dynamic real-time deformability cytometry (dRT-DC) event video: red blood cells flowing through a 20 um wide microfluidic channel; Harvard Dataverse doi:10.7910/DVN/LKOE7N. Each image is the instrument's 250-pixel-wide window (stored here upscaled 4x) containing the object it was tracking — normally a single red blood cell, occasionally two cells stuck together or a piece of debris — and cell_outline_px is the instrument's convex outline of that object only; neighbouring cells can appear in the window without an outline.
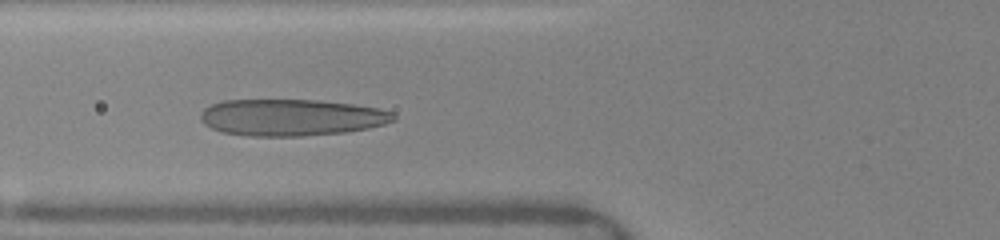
{"species": "human", "species_latin": "Homo sapiens", "temperature_condition": "warm", "stored_images_in_passage": 40, "camera_frame_rate_fps": 3000, "um_per_image_px": 0.085, "donor": {"sex": "female"}, "frame": {"image": 1, "passage_image": 13, "time_ms": 4.0, "image_size_px": [1000, 240], "cell_outline_px": [[396, 120], [384, 124], [368, 128], [348, 132], [300, 136], [248, 136], [220, 132], [204, 124], [200, 120], [200, 116], [204, 108], [212, 104], [224, 100], [320, 100], [352, 104], [380, 108], [392, 112], [396, 116]], "centroid_in_image_um": [24.77, 9.98], "position_along_channel_um": 101.0, "area_um2": 41.5}}
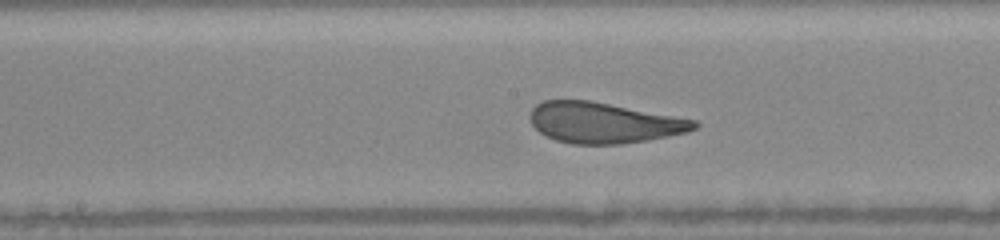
{"frame": {"image": 2, "passage_image": 22, "time_ms": 6.333, "image_size_px": [1000, 240], "cell_outline_px": [[700, 124], [696, 128], [688, 132], [648, 140], [620, 144], [572, 144], [556, 140], [540, 132], [532, 124], [532, 108], [536, 104], [544, 100], [592, 100], [696, 120]], "centroid_in_image_um": [51.35, 10.43], "position_along_channel_um": 196.8, "area_um2": 38.84}}
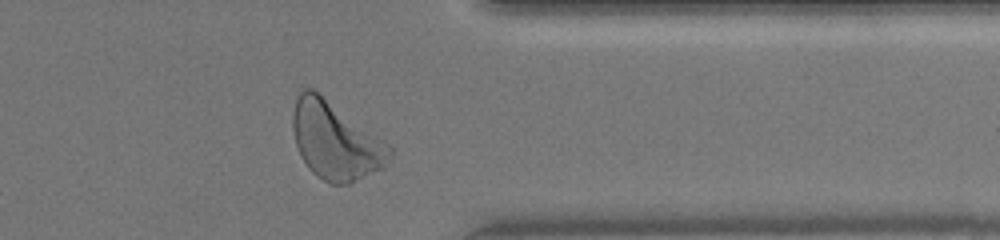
{"frame": {"image": 3, "passage_image": 38, "time_ms": 11.0, "image_size_px": [1000, 240], "cell_outline_px": [[392, 156], [384, 168], [348, 184], [332, 184], [316, 176], [308, 168], [300, 156], [296, 144], [292, 128], [292, 116], [296, 100], [300, 92], [304, 88], [312, 88], [388, 144], [392, 148]], "centroid_in_image_um": [28.5, 12.0], "position_along_channel_um": 382.9, "area_um2": 43.29}, "authors_computed_cell_mechanics": {"area_um2": 39.6219, "velocity_mm_per_s": 4.0934, "shape_relaxation_time_tau1_ms": 4.2222, "shape_relaxation_time_tau2_ms": 0.9078, "deformation_change_tau1": 0.1867, "deformation_change_tau2": 0.0861}}